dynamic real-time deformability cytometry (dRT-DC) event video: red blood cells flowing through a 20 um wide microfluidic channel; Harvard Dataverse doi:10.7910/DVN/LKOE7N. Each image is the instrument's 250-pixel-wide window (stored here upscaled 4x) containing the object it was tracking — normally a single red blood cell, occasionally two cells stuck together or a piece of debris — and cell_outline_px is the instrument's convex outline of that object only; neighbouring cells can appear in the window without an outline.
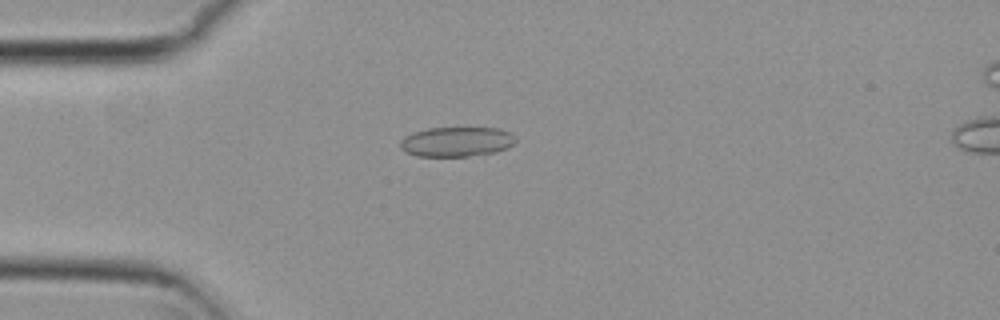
{"species": "common noctule bat (a hibernating species)", "species_latin": "Nyctalus noctula", "temperature_condition": "cold", "stored_images_in_passage": 4, "camera_frame_rate_fps": 3000, "um_per_image_px": 0.085, "animal": {"sex": "female", "body_mass_g": 29.2, "forearm_length_mm": 56.3}, "frame": {"image": 1, "passage_image": 4, "time_ms": 1.0, "image_size_px": [1000, 320], "cell_outline_px": [[516, 140], [508, 148], [496, 152], [468, 156], [416, 156], [400, 148], [400, 140], [404, 136], [412, 132], [428, 128], [496, 128], [512, 132], [516, 136]], "centroid_in_image_um": [38.82, 12.04], "position_along_channel_um": 46.2, "area_um2": 20.11}}